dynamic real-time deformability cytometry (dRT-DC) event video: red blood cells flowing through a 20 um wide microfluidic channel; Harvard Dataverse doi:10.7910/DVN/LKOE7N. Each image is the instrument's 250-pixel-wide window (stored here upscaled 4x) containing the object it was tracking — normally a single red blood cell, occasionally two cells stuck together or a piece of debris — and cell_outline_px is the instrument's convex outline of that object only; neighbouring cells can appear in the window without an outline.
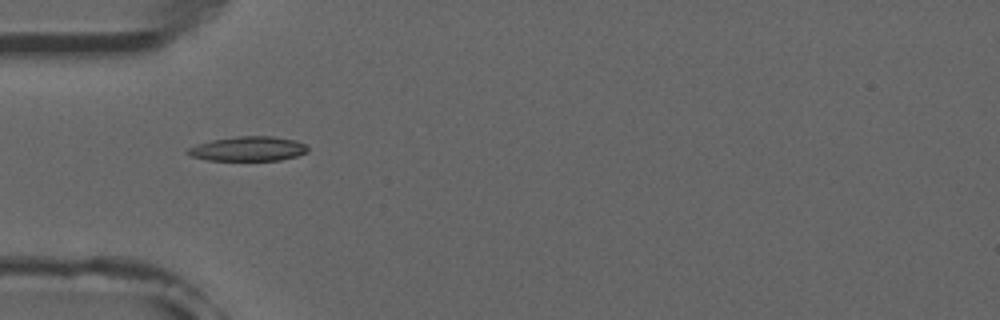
{"species": "common noctule bat (a hibernating species)", "species_latin": "Nyctalus noctula", "temperature_condition": "room temperature", "stored_images_in_passage": 2, "camera_frame_rate_fps": 3000, "um_per_image_px": 0.085, "animal": {"sex": "male", "forearm_length_mm": 52.5}, "frame": {"image": 1, "passage_image": 1, "time_ms": 0.0, "image_size_px": [1000, 320], "cell_outline_px": [[308, 152], [296, 156], [280, 160], [208, 160], [192, 156], [184, 152], [188, 148], [196, 144], [212, 140], [236, 136], [272, 136], [296, 140], [304, 144], [308, 148]], "centroid_in_image_um": [21.08, 12.64], "position_along_channel_um": 63.9, "area_um2": 17.17}}
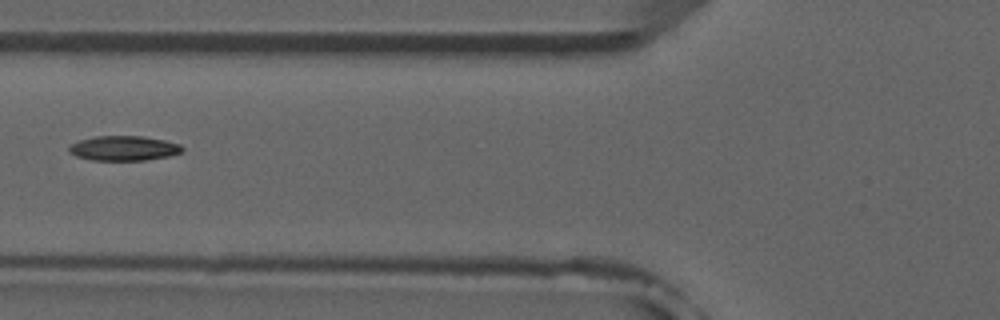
{"frame": {"image": 2, "passage_image": 2, "time_ms": 1.333, "image_size_px": [1000, 320], "cell_outline_px": [[184, 148], [180, 152], [168, 156], [144, 160], [92, 160], [76, 156], [68, 152], [68, 148], [72, 144], [80, 140], [96, 136], [140, 136], [164, 140], [180, 144]], "centroid_in_image_um": [10.5, 12.6], "position_along_channel_um": 115.3, "area_um2": 16.18}}